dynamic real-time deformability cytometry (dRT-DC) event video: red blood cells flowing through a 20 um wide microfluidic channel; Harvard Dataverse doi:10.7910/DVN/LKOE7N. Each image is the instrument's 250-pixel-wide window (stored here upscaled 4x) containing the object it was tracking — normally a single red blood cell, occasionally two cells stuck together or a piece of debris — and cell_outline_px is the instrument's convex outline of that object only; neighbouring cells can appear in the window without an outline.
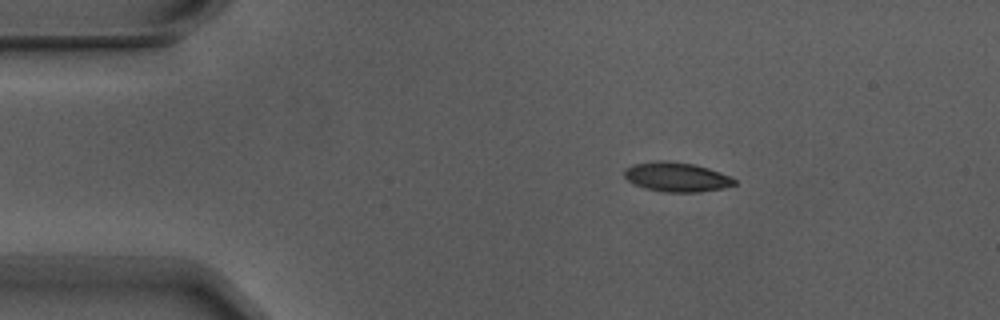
{"species": "Egyptian fruit bat (a non-hibernating species)", "species_latin": "Rousettus aegyptiacus", "temperature_condition": "warm", "stored_images_in_passage": 5, "camera_frame_rate_fps": 3000, "um_per_image_px": 0.085, "animal": {"sex": "male"}, "frame": {"image": 1, "passage_image": 2, "time_ms": 0.333, "image_size_px": [1000, 320], "cell_outline_px": [[736, 184], [720, 188], [700, 192], [664, 192], [644, 188], [632, 184], [624, 176], [624, 168], [632, 164], [660, 160], [664, 160], [692, 164], [708, 168], [720, 172], [736, 180]], "centroid_in_image_um": [57.45, 15.04], "position_along_channel_um": 27.6, "area_um2": 18.84}}
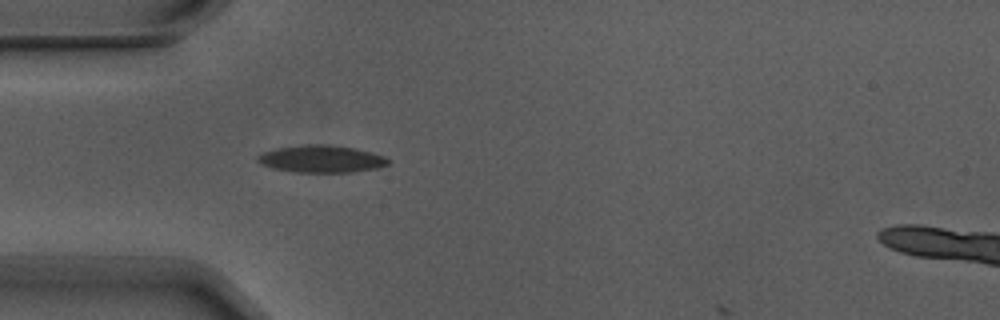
{"frame": {"image": 2, "passage_image": 4, "time_ms": 1.0, "image_size_px": [1000, 320], "cell_outline_px": [[388, 164], [376, 168], [352, 172], [296, 172], [272, 168], [260, 164], [256, 160], [256, 156], [264, 152], [280, 148], [308, 144], [324, 144], [352, 148], [384, 156], [388, 160]], "centroid_in_image_um": [27.27, 13.52], "position_along_channel_um": 57.7, "area_um2": 20.35}}